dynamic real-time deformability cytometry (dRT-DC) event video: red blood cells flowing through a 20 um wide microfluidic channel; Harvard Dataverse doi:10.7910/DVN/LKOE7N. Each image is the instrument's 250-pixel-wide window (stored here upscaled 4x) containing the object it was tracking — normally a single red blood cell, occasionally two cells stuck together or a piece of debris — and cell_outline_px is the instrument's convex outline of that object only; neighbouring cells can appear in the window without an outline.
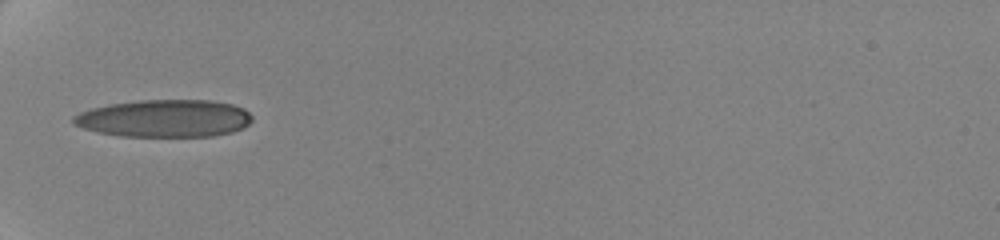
{"species": "human", "species_latin": "Homo sapiens", "temperature_condition": "cold", "stored_images_in_passage": 3, "camera_frame_rate_fps": 3000, "um_per_image_px": 0.085, "donor": {"sex": "female"}, "frame": {"image": 1, "passage_image": 1, "time_ms": 0.0, "image_size_px": [1000, 240], "cell_outline_px": [[252, 120], [244, 128], [232, 132], [212, 136], [120, 136], [96, 132], [72, 124], [72, 116], [80, 112], [92, 108], [108, 104], [140, 100], [212, 100], [232, 104], [244, 108], [252, 116]], "centroid_in_image_um": [13.97, 10.06], "position_along_channel_um": 71.0, "area_um2": 39.25}}
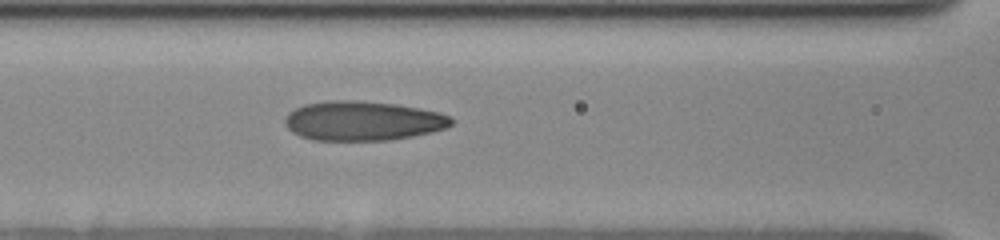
{"frame": {"image": 2, "passage_image": 3, "time_ms": 2.0, "image_size_px": [1000, 240], "cell_outline_px": [[456, 120], [448, 128], [432, 132], [392, 140], [312, 140], [300, 136], [292, 132], [284, 124], [284, 116], [288, 112], [304, 104], [328, 100], [360, 100], [396, 104], [420, 108], [440, 112], [452, 116]], "centroid_in_image_um": [30.86, 10.26], "position_along_channel_um": 135.7, "area_um2": 38.84}}